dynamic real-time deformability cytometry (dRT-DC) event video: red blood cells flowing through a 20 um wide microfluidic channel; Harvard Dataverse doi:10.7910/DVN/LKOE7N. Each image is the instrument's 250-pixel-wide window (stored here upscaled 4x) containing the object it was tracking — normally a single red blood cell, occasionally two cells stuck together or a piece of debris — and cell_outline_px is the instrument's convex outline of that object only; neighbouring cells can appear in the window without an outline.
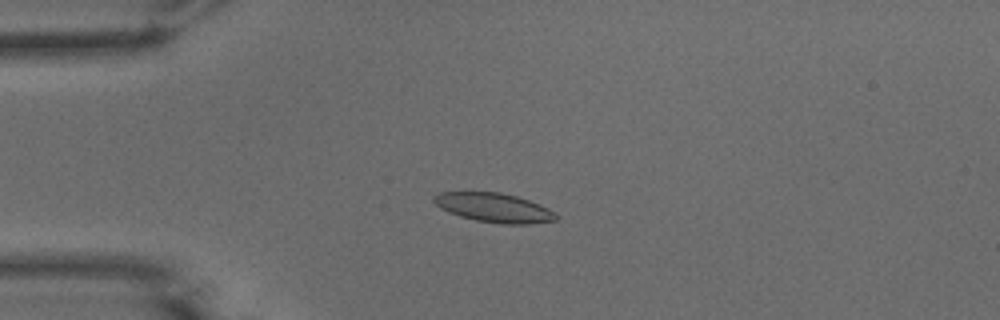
{"species": "common noctule bat (a hibernating species)", "species_latin": "Nyctalus noctula", "temperature_condition": "warm", "stored_images_in_passage": 53, "camera_frame_rate_fps": 3000, "um_per_image_px": 0.085, "animal": {"sex": "male", "body_mass_g": 15.6}, "frame": {"image": 1, "passage_image": 14, "time_ms": 4.333, "image_size_px": [1000, 320], "cell_outline_px": [[560, 216], [556, 220], [528, 224], [504, 224], [476, 220], [460, 216], [440, 208], [432, 200], [440, 192], [500, 192], [516, 196], [528, 200], [548, 208], [556, 212]], "centroid_in_image_um": [42.03, 17.65], "position_along_channel_um": 43.0, "area_um2": 20.63}}
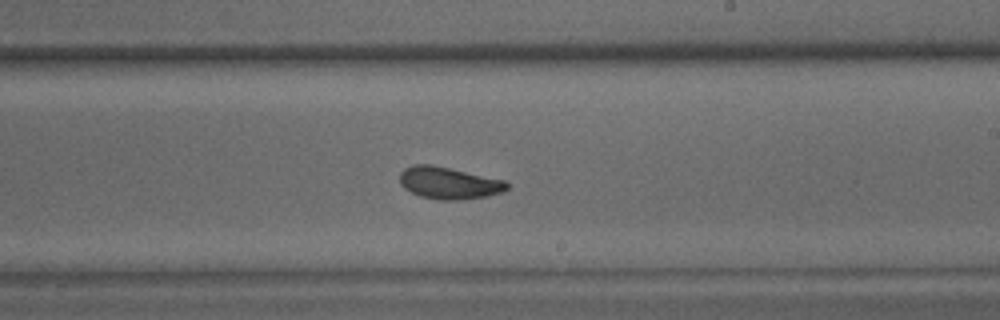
{"frame": {"image": 2, "passage_image": 32, "time_ms": 10.333, "image_size_px": [1000, 320], "cell_outline_px": [[508, 188], [504, 192], [488, 196], [460, 200], [440, 200], [420, 196], [404, 188], [400, 184], [400, 172], [404, 168], [412, 164], [432, 164], [504, 180], [508, 184]], "centroid_in_image_um": [38.14, 15.55], "position_along_channel_um": 250.9, "area_um2": 20.11}}
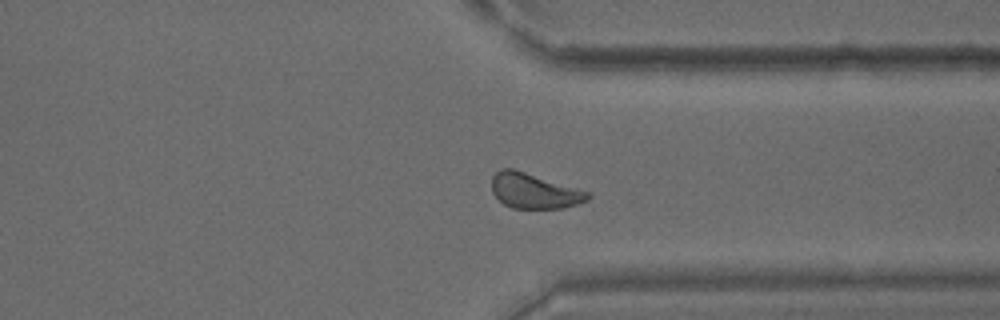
{"frame": {"image": 3, "passage_image": 41, "time_ms": 13.333, "image_size_px": [1000, 320], "cell_outline_px": [[592, 196], [588, 200], [564, 208], [512, 208], [504, 204], [492, 192], [492, 176], [500, 168], [512, 168], [588, 192]], "centroid_in_image_um": [45.37, 16.23], "position_along_channel_um": 366.0, "area_um2": 19.36}, "authors_computed_cell_mechanics": {"area_um2": 20.3456, "velocity_mm_per_s": 3.8425, "shape_relaxation_time_tau1_ms": 7.1503, "shape_relaxation_time_tau2_ms": 2.1311, "deformation_change_tau1": 0.1532, "deformation_change_tau2": 0.0669}}